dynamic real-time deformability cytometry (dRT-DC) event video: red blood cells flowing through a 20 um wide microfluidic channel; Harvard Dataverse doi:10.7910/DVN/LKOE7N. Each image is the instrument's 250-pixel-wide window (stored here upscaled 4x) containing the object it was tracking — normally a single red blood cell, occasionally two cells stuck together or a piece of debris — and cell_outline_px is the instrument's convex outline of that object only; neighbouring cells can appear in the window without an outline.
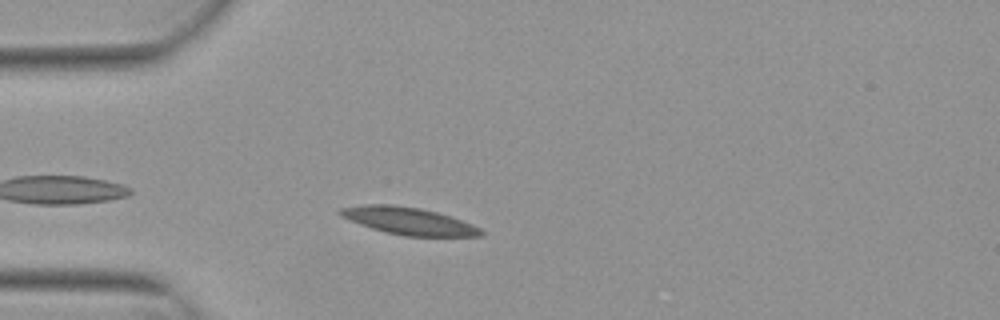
{"species": "Egyptian fruit bat (a non-hibernating species)", "species_latin": "Rousettus aegyptiacus", "temperature_condition": "warm", "stored_images_in_passage": 44, "camera_frame_rate_fps": 3000, "um_per_image_px": 0.085, "animal": {"sex": "female"}, "frame": {"image": 1, "passage_image": 5, "time_ms": 1.333, "image_size_px": [1000, 320], "cell_outline_px": [[484, 232], [480, 236], [404, 236], [384, 232], [348, 220], [340, 216], [336, 212], [340, 208], [364, 204], [392, 204], [420, 208], [436, 212], [472, 224], [480, 228]], "centroid_in_image_um": [34.67, 18.77], "position_along_channel_um": 50.3, "area_um2": 22.31}}
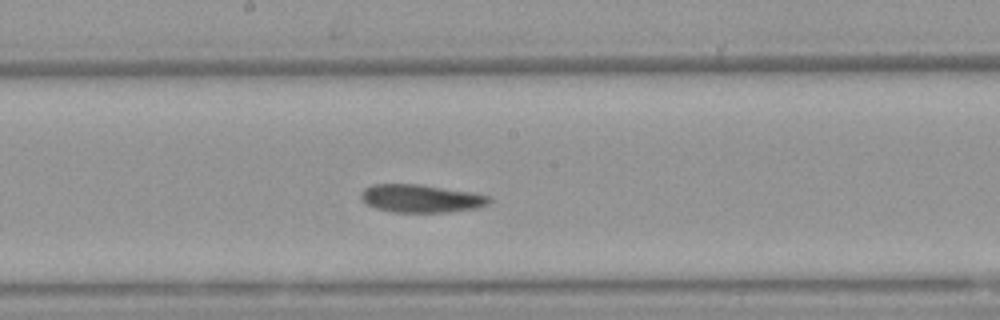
{"frame": {"image": 2, "passage_image": 19, "time_ms": 6.0, "image_size_px": [1000, 320], "cell_outline_px": [[492, 200], [488, 204], [480, 208], [448, 212], [392, 212], [376, 208], [368, 204], [360, 196], [360, 192], [364, 188], [372, 184], [420, 184], [472, 192], [492, 196]], "centroid_in_image_um": [35.83, 16.87], "position_along_channel_um": 212.4, "area_um2": 21.1}}
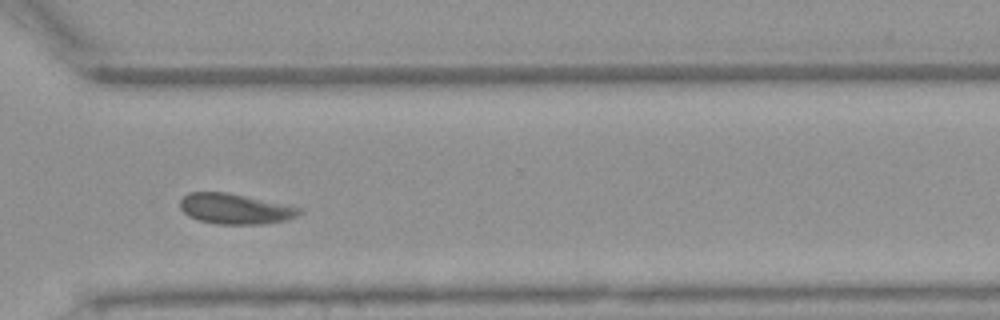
{"frame": {"image": 3, "passage_image": 30, "time_ms": 9.667, "image_size_px": [1000, 320], "cell_outline_px": [[304, 212], [296, 216], [284, 220], [264, 224], [216, 224], [200, 220], [188, 216], [180, 208], [180, 200], [188, 192], [228, 192], [304, 208]], "centroid_in_image_um": [20.0, 17.74], "position_along_channel_um": 350.6, "area_um2": 21.21}, "authors_computed_cell_mechanics": {"area_um2": 21.3282, "velocity_mm_per_s": 3.7632, "shape_relaxation_time_tau1_ms": null, "shape_relaxation_time_tau2_ms": 3.6556, "deformation_change_tau1": null, "deformation_change_tau2": 0.0869}}